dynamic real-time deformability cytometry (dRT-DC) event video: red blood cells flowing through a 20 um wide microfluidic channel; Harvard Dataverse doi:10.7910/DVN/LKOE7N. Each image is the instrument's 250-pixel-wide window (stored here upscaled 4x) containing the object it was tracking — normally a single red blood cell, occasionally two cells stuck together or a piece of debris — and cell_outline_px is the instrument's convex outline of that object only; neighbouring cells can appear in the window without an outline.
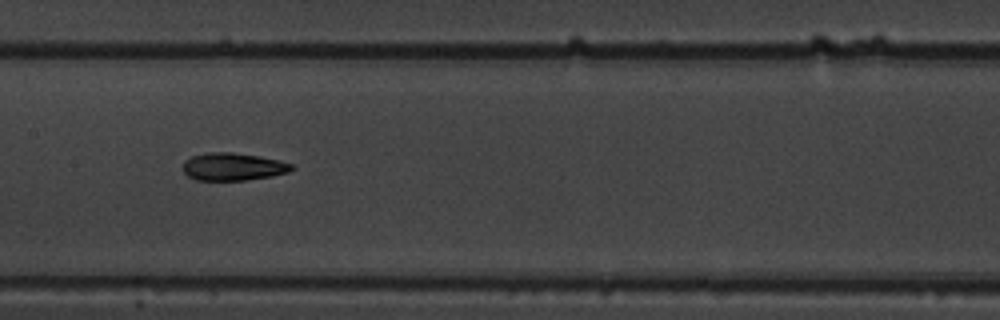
{"species": "common noctule bat (a hibernating species)", "species_latin": "Nyctalus noctula", "temperature_condition": "warm", "stored_images_in_passage": 13, "camera_frame_rate_fps": 3000, "um_per_image_px": 0.085, "animal": {"sex": "male", "body_mass_g": 19.5, "forearm_length_mm": 54.6}, "frame": {"image": 1, "passage_image": 6, "time_ms": 5.667, "image_size_px": [1000, 320], "cell_outline_px": [[296, 168], [288, 172], [272, 176], [248, 180], [196, 180], [188, 176], [184, 172], [184, 160], [192, 156], [208, 152], [232, 152], [260, 156], [280, 160], [292, 164]], "centroid_in_image_um": [19.84, 14.16], "position_along_channel_um": 187.6, "area_um2": 17.63}}
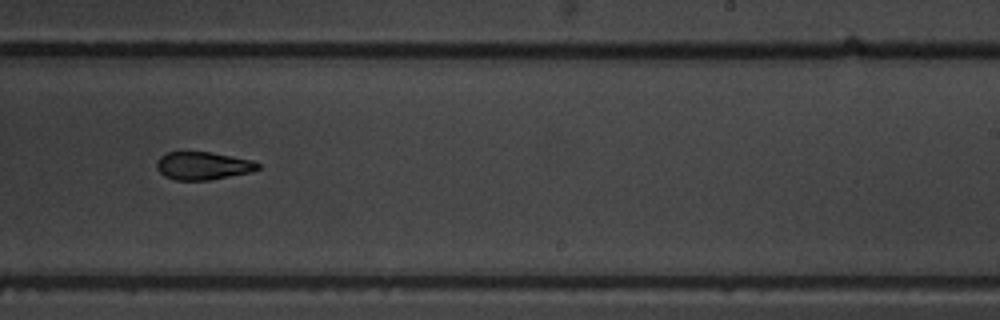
{"frame": {"image": 2, "passage_image": 8, "time_ms": 8.0, "image_size_px": [1000, 320], "cell_outline_px": [[260, 168], [252, 172], [208, 180], [176, 180], [164, 176], [156, 168], [156, 160], [160, 156], [168, 152], [212, 152], [252, 160], [260, 164]], "centroid_in_image_um": [17.24, 14.09], "position_along_channel_um": 271.8, "area_um2": 16.53}, "authors_computed_cell_mechanics": {"area_um2": 17.629, "velocity_mm_per_s": 3.6352, "shape_relaxation_time_tau1_ms": 7.0588, "shape_relaxation_time_tau2_ms": 3.6685, "deformation_change_tau1": 0.1915, "deformation_change_tau2": 0.0978}}